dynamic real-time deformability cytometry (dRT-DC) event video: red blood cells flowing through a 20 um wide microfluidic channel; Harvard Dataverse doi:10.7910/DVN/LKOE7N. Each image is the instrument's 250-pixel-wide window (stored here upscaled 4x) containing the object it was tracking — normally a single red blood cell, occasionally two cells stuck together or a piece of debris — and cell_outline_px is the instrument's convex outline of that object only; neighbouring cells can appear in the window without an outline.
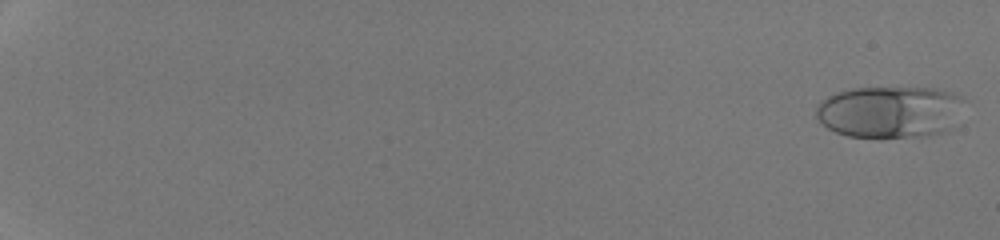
{"species": "human", "species_latin": "Homo sapiens", "temperature_condition": "room temperature", "stored_images_in_passage": 53, "camera_frame_rate_fps": 3000, "um_per_image_px": 0.085, "donor": {"sex": "male"}, "frame": {"image": 1, "passage_image": 2, "time_ms": 0.333, "image_size_px": [1000, 240], "cell_outline_px": [[964, 100], [944, 132], [924, 136], [880, 140], [848, 136], [836, 132], [828, 128], [816, 116], [816, 108], [828, 96], [836, 92], [852, 88], [936, 88], [952, 92], [960, 96]], "centroid_in_image_um": [75.57, 9.53], "position_along_channel_um": 9.4, "area_um2": 44.85}}
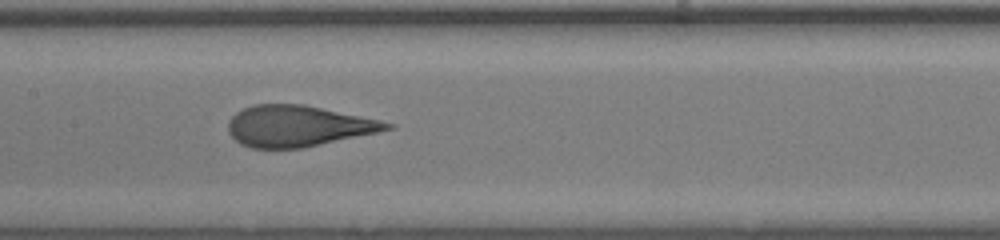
{"frame": {"image": 2, "passage_image": 31, "time_ms": 10.0, "image_size_px": [1000, 240], "cell_outline_px": [[396, 128], [304, 148], [252, 148], [240, 144], [228, 132], [228, 120], [236, 112], [252, 104], [304, 104], [380, 120], [396, 124]], "centroid_in_image_um": [25.33, 10.71], "position_along_channel_um": 182.1, "area_um2": 38.09}}
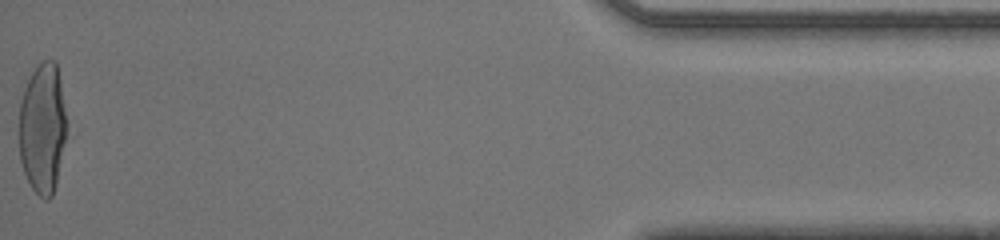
{"frame": {"image": 3, "passage_image": 53, "time_ms": 17.333, "image_size_px": [1000, 240], "cell_outline_px": [[68, 124], [56, 184], [52, 196], [48, 200], [44, 200], [32, 188], [24, 172], [20, 160], [20, 100], [24, 88], [32, 72], [40, 60], [56, 60], [60, 80]], "centroid_in_image_um": [3.63, 10.87], "position_along_channel_um": 431.6, "area_um2": 36.36}, "authors_computed_cell_mechanics": {"area_um2": 39.1884, "velocity_mm_per_s": 4.3194, "shape_relaxation_time_tau1_ms": 4.5503, "shape_relaxation_time_tau2_ms": null, "deformation_change_tau1": 0.2105, "deformation_change_tau2": null}}